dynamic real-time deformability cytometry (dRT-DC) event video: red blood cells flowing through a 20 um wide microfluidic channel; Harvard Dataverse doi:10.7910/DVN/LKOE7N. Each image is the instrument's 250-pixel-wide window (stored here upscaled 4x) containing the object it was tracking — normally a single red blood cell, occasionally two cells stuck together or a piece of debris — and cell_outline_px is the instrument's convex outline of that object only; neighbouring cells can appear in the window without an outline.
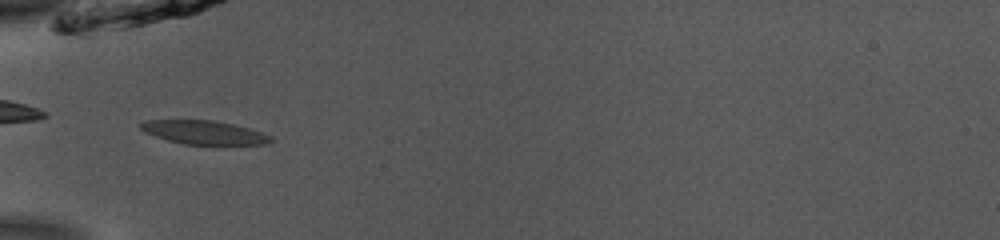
{"species": "common noctule bat (a hibernating species)", "species_latin": "Nyctalus noctula", "temperature_condition": "room temperature", "stored_images_in_passage": 33, "camera_frame_rate_fps": 3000, "um_per_image_px": 0.085, "animal": {"sex": "male", "body_mass_g": 13.0, "forearm_length_mm": 53.1}, "frame": {"image": 1, "passage_image": 4, "time_ms": 1.0, "image_size_px": [1000, 240], "cell_outline_px": [[276, 140], [268, 144], [184, 144], [168, 140], [144, 132], [140, 128], [140, 124], [144, 120], [212, 120], [232, 124], [264, 132], [272, 136]], "centroid_in_image_um": [17.39, 11.25], "position_along_channel_um": 67.6, "area_um2": 17.92}}
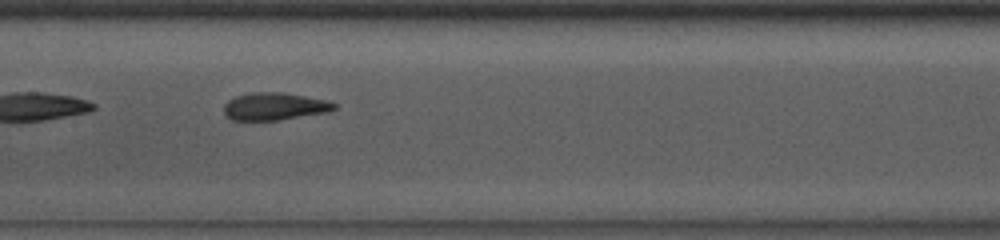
{"frame": {"image": 2, "passage_image": 13, "time_ms": 4.0, "image_size_px": [1000, 240], "cell_outline_px": [[340, 104], [336, 108], [328, 112], [276, 120], [232, 120], [224, 112], [224, 104], [228, 100], [236, 96], [252, 92], [284, 92], [328, 100]], "centroid_in_image_um": [23.38, 9.03], "position_along_channel_um": 184.0, "area_um2": 17.74}}
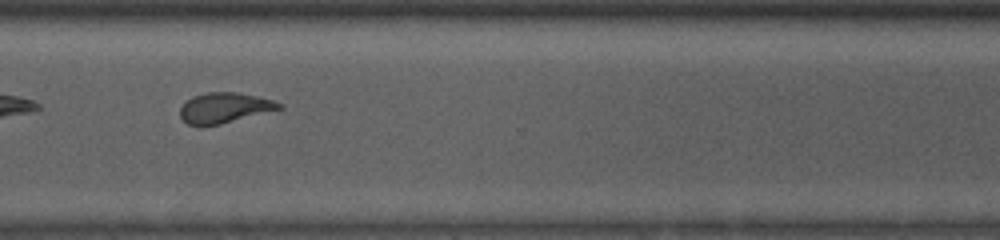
{"frame": {"image": 3, "passage_image": 26, "time_ms": 8.333, "image_size_px": [1000, 240], "cell_outline_px": [[284, 108], [220, 124], [200, 128], [188, 124], [180, 116], [180, 108], [192, 96], [208, 92], [236, 92], [256, 96], [272, 100], [284, 104]], "centroid_in_image_um": [19.07, 9.18], "position_along_channel_um": 351.5, "area_um2": 17.63}, "authors_computed_cell_mechanics": {"area_um2": 17.8602, "velocity_mm_per_s": 3.8811, "shape_relaxation_time_tau1_ms": 3.6597, "shape_relaxation_time_tau2_ms": 1.4366, "deformation_change_tau1": 0.1536, "deformation_change_tau2": 0.079}}